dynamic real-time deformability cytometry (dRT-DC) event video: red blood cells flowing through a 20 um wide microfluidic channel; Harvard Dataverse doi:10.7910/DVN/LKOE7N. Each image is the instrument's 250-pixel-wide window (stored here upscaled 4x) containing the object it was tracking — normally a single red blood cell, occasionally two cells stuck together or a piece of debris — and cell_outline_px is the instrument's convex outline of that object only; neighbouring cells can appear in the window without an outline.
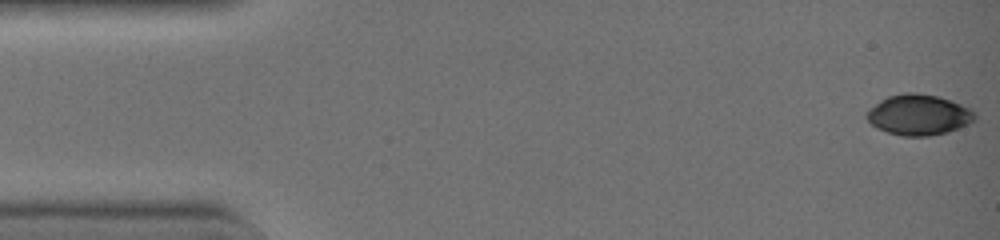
{"species": "common noctule bat (a hibernating species)", "species_latin": "Nyctalus noctula", "temperature_condition": "warm", "stored_images_in_passage": 31, "camera_frame_rate_fps": 3000, "um_per_image_px": 0.085, "animal": {"sex": "female", "body_mass_g": 19.0, "forearm_length_mm": 51.5}, "frame": {"image": 1, "passage_image": 1, "time_ms": 0.0, "image_size_px": [1000, 240], "cell_outline_px": [[976, 116], [972, 120], [956, 128], [944, 132], [928, 136], [904, 136], [888, 132], [876, 128], [868, 120], [868, 112], [880, 100], [888, 96], [904, 92], [912, 92], [936, 96], [960, 104], [968, 108]], "centroid_in_image_um": [78.04, 9.75], "position_along_channel_um": 7.0, "area_um2": 24.74}}
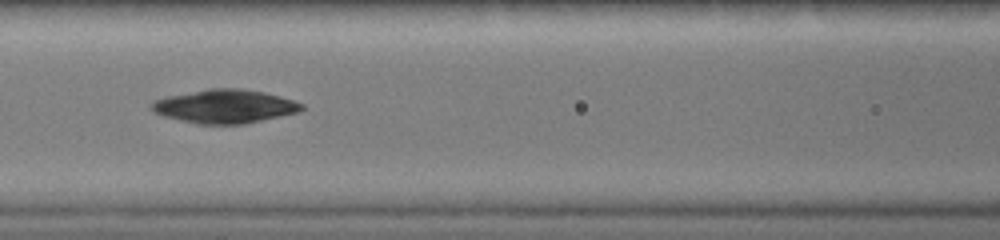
{"frame": {"image": 2, "passage_image": 19, "time_ms": 6.0, "image_size_px": [1000, 240], "cell_outline_px": [[304, 108], [296, 112], [244, 124], [196, 124], [164, 116], [156, 112], [152, 108], [152, 104], [156, 100], [168, 96], [208, 88], [240, 88], [264, 92], [292, 100], [304, 104]], "centroid_in_image_um": [19.11, 9.03], "position_along_channel_um": 147.5, "area_um2": 28.96}}
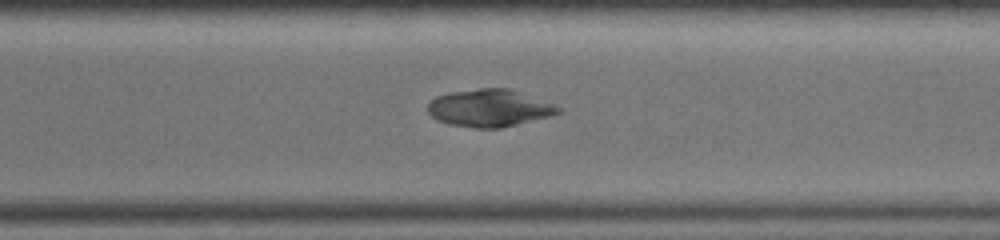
{"frame": {"image": 3, "passage_image": 31, "time_ms": 10.0, "image_size_px": [1000, 240], "cell_outline_px": [[564, 108], [560, 112], [548, 116], [500, 128], [476, 128], [448, 124], [436, 120], [428, 112], [428, 100], [436, 96], [448, 92], [480, 88], [508, 88]], "centroid_in_image_um": [41.53, 9.18], "position_along_channel_um": 329.1, "area_um2": 28.26}}